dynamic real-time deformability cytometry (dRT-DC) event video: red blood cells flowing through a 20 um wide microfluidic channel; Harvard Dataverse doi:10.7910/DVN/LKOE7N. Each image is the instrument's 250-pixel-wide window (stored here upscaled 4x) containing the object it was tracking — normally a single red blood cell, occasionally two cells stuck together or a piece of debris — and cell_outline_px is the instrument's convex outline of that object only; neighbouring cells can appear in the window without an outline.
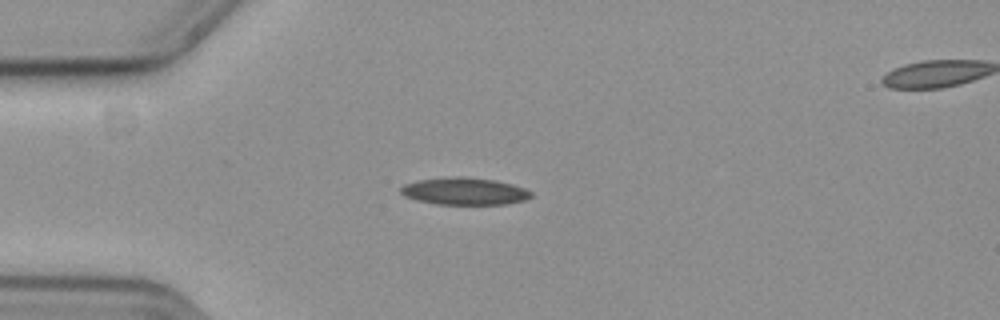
{"species": "common noctule bat (a hibernating species)", "species_latin": "Nyctalus noctula", "temperature_condition": "cold", "stored_images_in_passage": 44, "segment_of_instrument_passage": [1, 2], "camera_frame_rate_fps": 3000, "um_per_image_px": 0.085, "animal": {"sex": "female", "body_mass_g": 19.3, "forearm_length_mm": 54.1}, "frame": {"image": 1, "passage_image": 1, "time_ms": 0.0, "image_size_px": [1000, 320], "cell_outline_px": [[532, 196], [524, 200], [504, 204], [436, 204], [416, 200], [404, 196], [400, 192], [400, 188], [404, 184], [416, 180], [456, 176], [460, 176], [492, 180], [512, 184], [524, 188], [532, 192]], "centroid_in_image_um": [39.44, 16.25], "position_along_channel_um": 45.6, "area_um2": 20.58}}
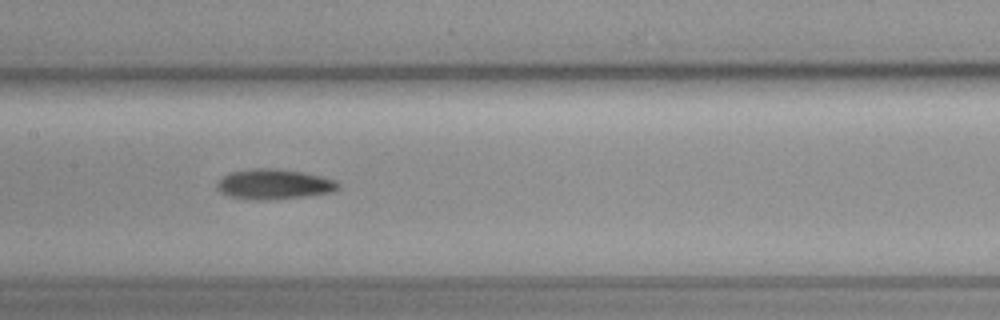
{"frame": {"image": 2, "passage_image": 14, "time_ms": 4.333, "image_size_px": [1000, 320], "cell_outline_px": [[340, 188], [332, 192], [304, 196], [268, 200], [256, 200], [232, 196], [220, 192], [216, 188], [216, 184], [224, 176], [232, 172], [256, 168], [276, 168], [300, 172], [320, 176], [336, 180], [340, 184]], "centroid_in_image_um": [23.31, 15.66], "position_along_channel_um": 184.1, "area_um2": 21.04}}
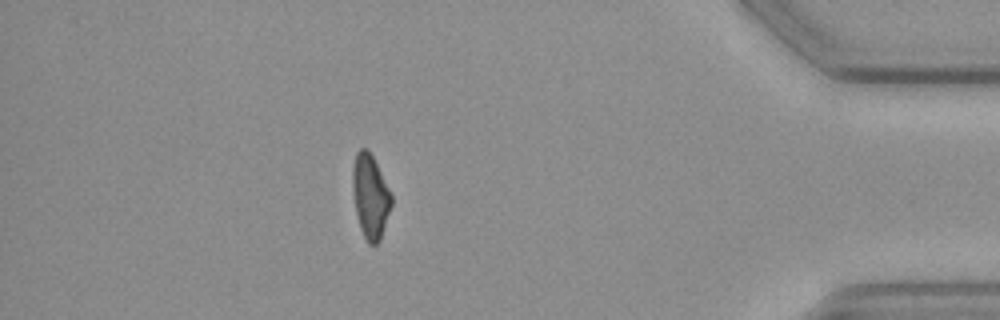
{"frame": {"image": 3, "passage_image": 36, "time_ms": 11.667, "image_size_px": [1000, 320], "cell_outline_px": [[392, 204], [380, 240], [376, 244], [368, 244], [360, 228], [356, 212], [352, 188], [352, 168], [356, 152], [360, 148], [368, 148], [392, 196]], "centroid_in_image_um": [31.46, 16.68], "position_along_channel_um": 403.7, "area_um2": 18.79}}